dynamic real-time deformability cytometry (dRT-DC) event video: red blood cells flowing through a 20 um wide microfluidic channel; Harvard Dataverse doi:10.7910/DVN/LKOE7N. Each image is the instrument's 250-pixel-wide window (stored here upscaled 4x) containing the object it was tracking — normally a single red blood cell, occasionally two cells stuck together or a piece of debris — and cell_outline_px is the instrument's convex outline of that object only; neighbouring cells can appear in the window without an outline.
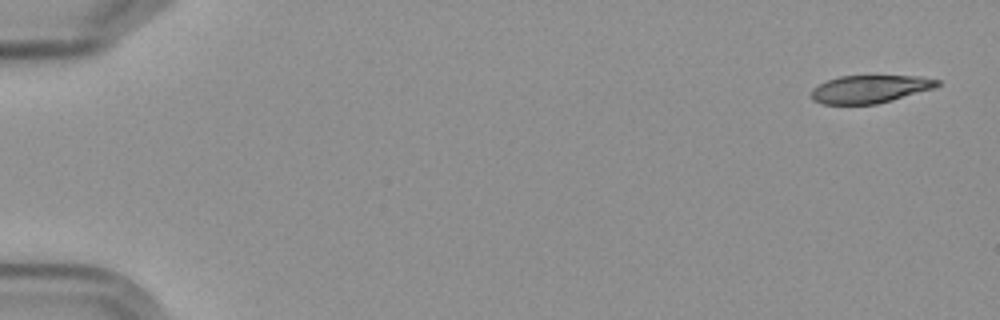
{"species": "Egyptian fruit bat (a non-hibernating species)", "species_latin": "Rousettus aegyptiacus", "temperature_condition": "cold", "stored_images_in_passage": 11, "camera_frame_rate_fps": 3000, "um_per_image_px": 0.085, "frame": {"image": 1, "passage_image": 1, "time_ms": 0.0, "image_size_px": [1000, 320], "cell_outline_px": [[940, 84], [936, 88], [892, 100], [876, 104], [820, 104], [812, 100], [812, 88], [828, 80], [840, 76], [920, 76], [940, 80]], "centroid_in_image_um": [73.97, 7.57], "position_along_channel_um": 11.0, "area_um2": 20.46}}
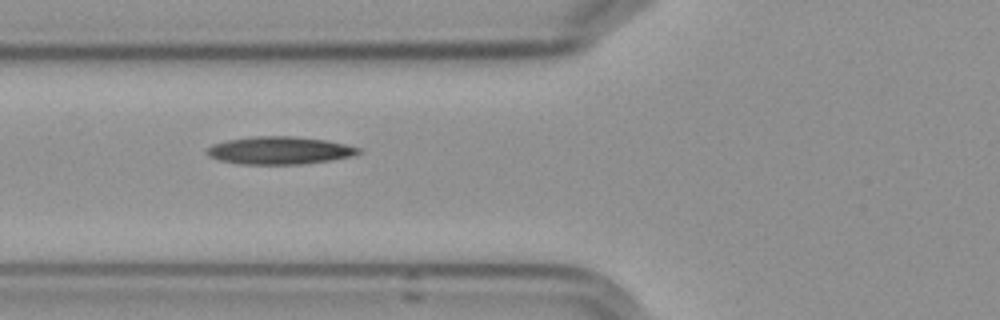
{"frame": {"image": 2, "passage_image": 6, "time_ms": 6.667, "image_size_px": [1000, 320], "cell_outline_px": [[364, 152], [356, 156], [332, 160], [300, 164], [240, 164], [220, 160], [208, 156], [204, 152], [212, 144], [228, 140], [252, 136], [296, 136], [328, 140], [364, 148]], "centroid_in_image_um": [23.85, 12.78], "position_along_channel_um": 102.0, "area_um2": 24.91}}
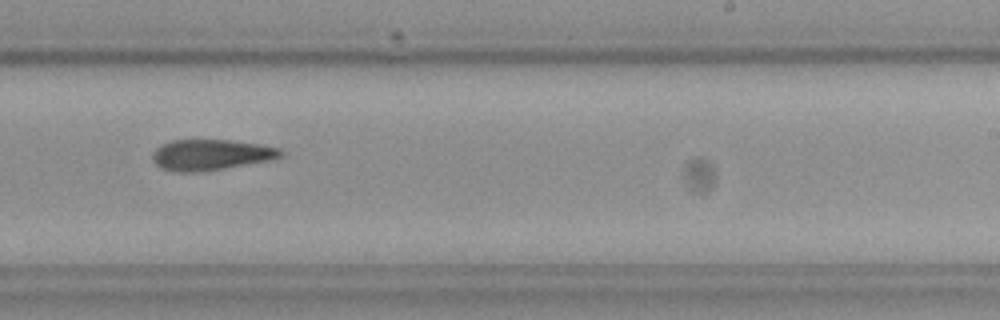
{"frame": {"image": 3, "passage_image": 10, "time_ms": 11.333, "image_size_px": [1000, 320], "cell_outline_px": [[284, 156], [276, 160], [224, 168], [192, 172], [180, 172], [164, 168], [156, 164], [152, 160], [152, 152], [160, 144], [172, 140], [228, 140], [260, 144], [280, 148], [284, 152]], "centroid_in_image_um": [17.99, 13.15], "position_along_channel_um": 271.0, "area_um2": 23.12}}